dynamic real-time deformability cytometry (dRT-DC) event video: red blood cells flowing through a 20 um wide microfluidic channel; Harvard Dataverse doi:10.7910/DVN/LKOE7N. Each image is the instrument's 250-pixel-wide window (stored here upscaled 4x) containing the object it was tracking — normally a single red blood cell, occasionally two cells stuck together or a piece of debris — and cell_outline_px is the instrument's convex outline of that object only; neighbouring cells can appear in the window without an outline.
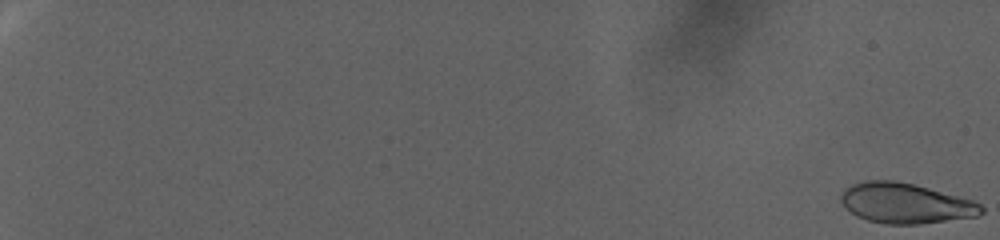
{"species": "human", "species_latin": "Homo sapiens", "temperature_condition": "warm", "stored_images_in_passage": 97, "camera_frame_rate_fps": 3000, "um_per_image_px": 0.085, "donor": {"sex": "female"}, "frame": {"image": 1, "passage_image": 1, "time_ms": 0.0, "image_size_px": [1000, 240], "cell_outline_px": [[984, 212], [976, 216], [920, 224], [884, 224], [868, 220], [856, 216], [844, 208], [840, 200], [840, 192], [844, 188], [852, 184], [864, 180], [896, 180], [928, 188], [972, 200], [980, 204], [984, 208]], "centroid_in_image_um": [76.9, 17.27], "position_along_channel_um": 8.1, "area_um2": 33.0}}
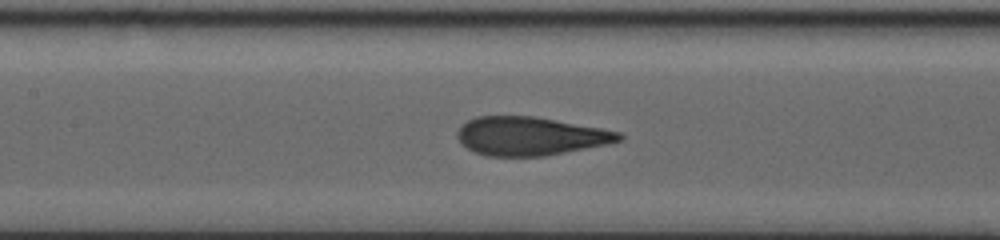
{"frame": {"image": 2, "passage_image": 55, "time_ms": 18.0, "image_size_px": [1000, 240], "cell_outline_px": [[624, 140], [608, 144], [544, 156], [488, 156], [476, 152], [468, 148], [456, 136], [456, 132], [460, 124], [476, 116], [536, 116], [600, 128], [620, 132], [624, 136]], "centroid_in_image_um": [45.07, 11.56], "position_along_channel_um": 162.3, "area_um2": 36.3}}
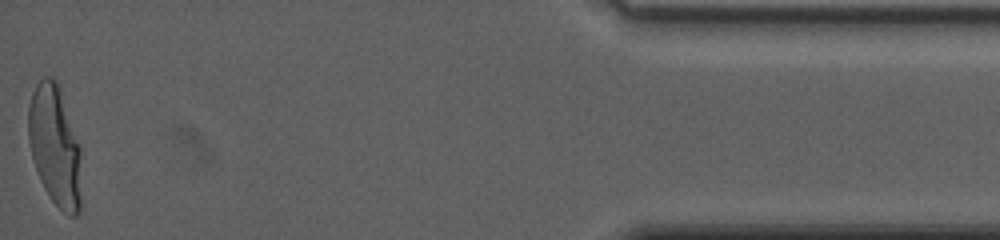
{"frame": {"image": 3, "passage_image": 97, "time_ms": 32.0, "image_size_px": [1000, 240], "cell_outline_px": [[80, 212], [76, 216], [68, 216], [52, 200], [44, 188], [40, 180], [32, 156], [28, 140], [28, 104], [32, 92], [36, 84], [44, 76], [48, 76], [56, 80], [80, 148]], "centroid_in_image_um": [4.64, 12.41], "position_along_channel_um": 430.6, "area_um2": 36.76}, "authors_computed_cell_mechanics": {"area_um2": 36.2984, "velocity_mm_per_s": 2.3655, "shape_relaxation_time_tau1_ms": 7.8295, "shape_relaxation_time_tau2_ms": null, "deformation_change_tau1": 0.2524, "deformation_change_tau2": null}}